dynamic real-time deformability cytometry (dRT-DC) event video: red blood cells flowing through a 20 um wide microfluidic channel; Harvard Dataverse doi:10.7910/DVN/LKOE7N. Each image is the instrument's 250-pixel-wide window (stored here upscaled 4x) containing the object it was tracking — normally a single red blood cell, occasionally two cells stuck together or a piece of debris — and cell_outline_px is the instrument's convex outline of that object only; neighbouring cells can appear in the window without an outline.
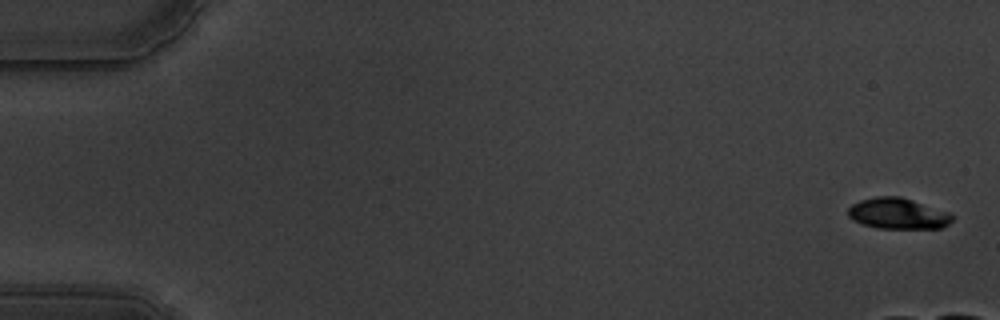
{"species": "common noctule bat (a hibernating species)", "species_latin": "Nyctalus noctula", "temperature_condition": "warm", "stored_images_in_passage": 12, "camera_frame_rate_fps": 3000, "um_per_image_px": 0.085, "animal": {"sex": "male", "body_mass_g": 19.5, "forearm_length_mm": 54.6}, "frame": {"image": 1, "passage_image": 1, "time_ms": 0.0, "image_size_px": [1000, 320], "cell_outline_px": [[956, 216], [948, 224], [940, 228], [880, 228], [864, 224], [852, 220], [848, 216], [848, 208], [852, 204], [860, 200], [876, 196], [900, 196], [948, 212]], "centroid_in_image_um": [76.31, 18.15], "position_along_channel_um": 8.7, "area_um2": 18.67}}